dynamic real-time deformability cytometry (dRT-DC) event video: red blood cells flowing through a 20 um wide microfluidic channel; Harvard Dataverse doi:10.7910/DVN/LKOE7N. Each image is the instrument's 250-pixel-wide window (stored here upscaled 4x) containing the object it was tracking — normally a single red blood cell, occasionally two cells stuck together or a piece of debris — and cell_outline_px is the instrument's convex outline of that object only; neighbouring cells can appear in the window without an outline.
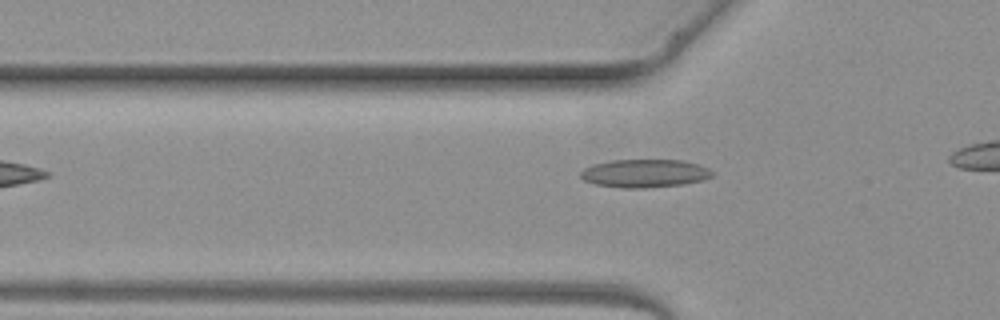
{"species": "common noctule bat (a hibernating species)", "species_latin": "Nyctalus noctula", "temperature_condition": "warm", "stored_images_in_passage": 3, "camera_frame_rate_fps": 3000, "um_per_image_px": 0.085, "animal": {"sex": "female", "body_mass_g": 19.3, "forearm_length_mm": 54.1}, "frame": {"image": 1, "passage_image": 3, "time_ms": 2.333, "image_size_px": [1000, 320], "cell_outline_px": [[712, 176], [704, 180], [684, 184], [644, 188], [624, 188], [596, 184], [584, 180], [580, 176], [580, 172], [584, 168], [592, 164], [612, 160], [684, 160], [700, 164], [708, 168], [712, 172]], "centroid_in_image_um": [54.81, 14.73], "position_along_channel_um": 71.0, "area_um2": 21.68}}